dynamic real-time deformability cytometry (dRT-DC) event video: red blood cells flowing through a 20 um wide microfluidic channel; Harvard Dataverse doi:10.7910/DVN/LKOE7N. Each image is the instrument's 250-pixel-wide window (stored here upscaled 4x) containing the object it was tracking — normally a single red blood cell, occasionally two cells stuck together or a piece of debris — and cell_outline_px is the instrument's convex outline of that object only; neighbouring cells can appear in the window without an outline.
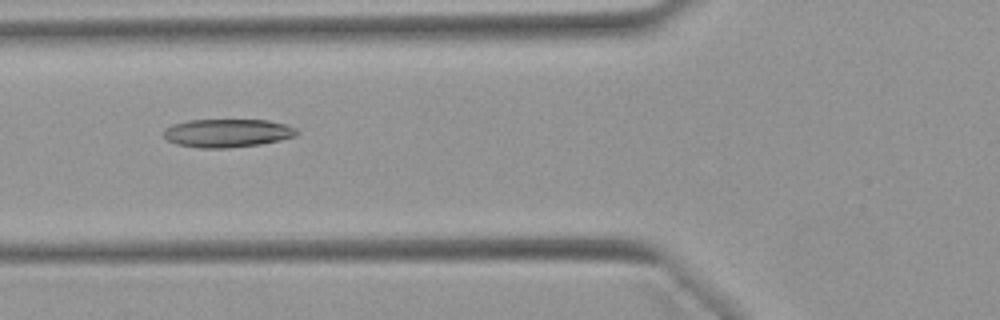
{"species": "Egyptian fruit bat (a non-hibernating species)", "species_latin": "Rousettus aegyptiacus", "temperature_condition": "warm", "stored_images_in_passage": 52, "camera_frame_rate_fps": 3000, "um_per_image_px": 0.085, "animal": {"sex": "female"}, "frame": {"image": 1, "passage_image": 20, "time_ms": 6.333, "image_size_px": [1000, 320], "cell_outline_px": [[300, 132], [296, 136], [280, 140], [260, 144], [228, 148], [200, 148], [176, 144], [168, 140], [164, 136], [164, 128], [172, 124], [188, 120], [268, 120], [284, 124], [296, 128]], "centroid_in_image_um": [19.32, 11.31], "position_along_channel_um": 106.5, "area_um2": 22.02}}
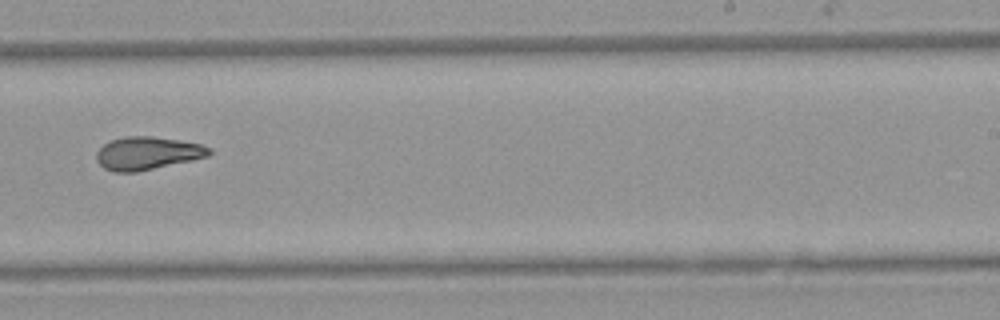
{"frame": {"image": 2, "passage_image": 33, "time_ms": 10.667, "image_size_px": [1000, 320], "cell_outline_px": [[212, 152], [208, 156], [192, 160], [136, 172], [112, 172], [104, 168], [96, 160], [96, 152], [104, 144], [112, 140], [124, 136], [152, 136], [180, 140], [200, 144], [212, 148]], "centroid_in_image_um": [12.52, 13.02], "position_along_channel_um": 276.5, "area_um2": 21.68}}
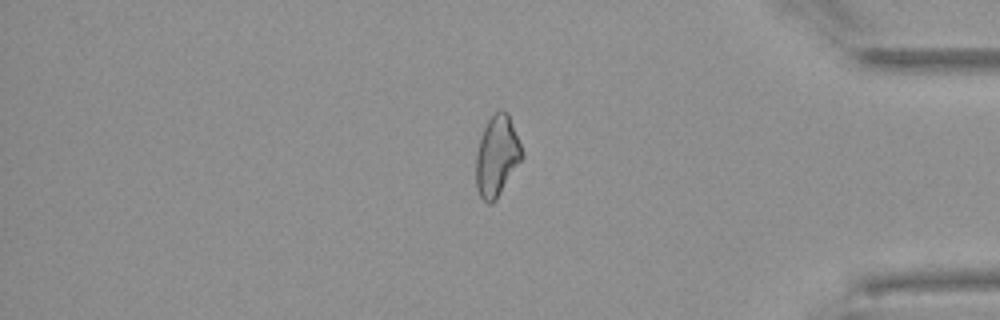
{"frame": {"image": 3, "passage_image": 44, "time_ms": 14.333, "image_size_px": [1000, 320], "cell_outline_px": [[524, 156], [496, 200], [492, 204], [488, 204], [480, 196], [476, 188], [476, 152], [484, 128], [488, 120], [500, 108], [508, 112], [524, 152]], "centroid_in_image_um": [42.25, 13.26], "position_along_channel_um": 393.0, "area_um2": 21.68}, "authors_computed_cell_mechanics": {"area_um2": 22.3397, "velocity_mm_per_s": 3.9315, "shape_relaxation_time_tau1_ms": null, "shape_relaxation_time_tau2_ms": 3.3373, "deformation_change_tau1": null, "deformation_change_tau2": 0.1016}}